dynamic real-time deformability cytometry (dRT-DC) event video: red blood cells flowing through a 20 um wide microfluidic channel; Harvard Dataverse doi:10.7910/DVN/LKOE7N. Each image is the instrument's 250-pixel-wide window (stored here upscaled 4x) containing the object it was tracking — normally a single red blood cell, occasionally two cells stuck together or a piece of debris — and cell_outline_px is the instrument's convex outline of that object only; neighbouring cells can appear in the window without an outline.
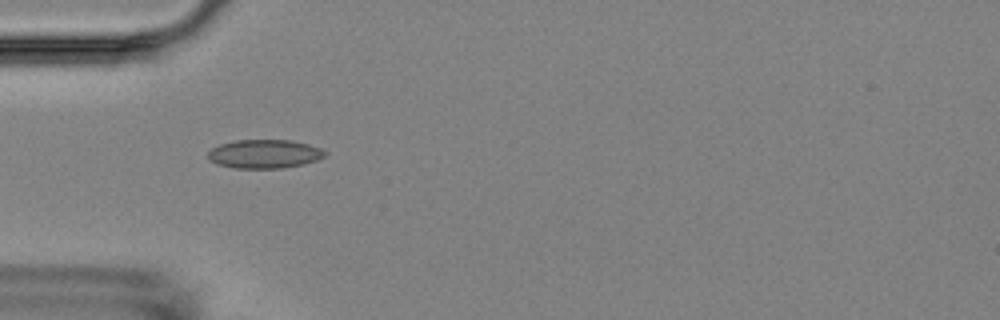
{"species": "Egyptian fruit bat (a non-hibernating species)", "species_latin": "Rousettus aegyptiacus", "temperature_condition": "room temperature", "stored_images_in_passage": 3, "camera_frame_rate_fps": 3000, "um_per_image_px": 0.085, "animal": {"sex": "female"}, "frame": {"image": 1, "passage_image": 1, "time_ms": 0.0, "image_size_px": [1000, 320], "cell_outline_px": [[328, 152], [324, 156], [316, 160], [304, 164], [280, 168], [236, 168], [216, 164], [208, 160], [208, 152], [212, 148], [220, 144], [236, 140], [288, 140], [308, 144], [320, 148]], "centroid_in_image_um": [22.46, 13.08], "position_along_channel_um": 62.5, "area_um2": 19.54}}
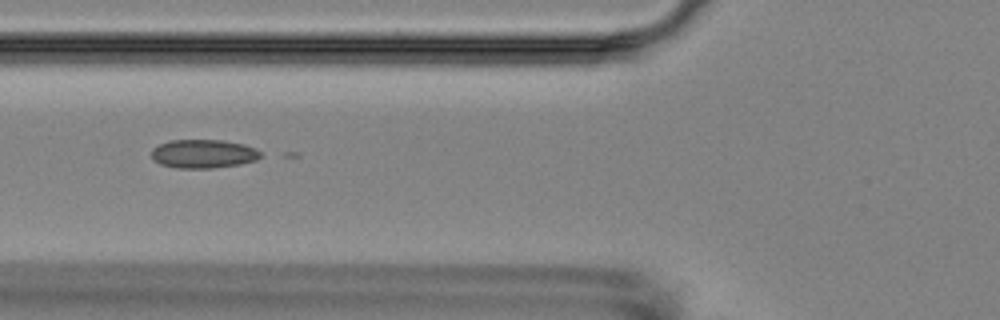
{"frame": {"image": 2, "passage_image": 2, "time_ms": 1.333, "image_size_px": [1000, 320], "cell_outline_px": [[264, 156], [256, 160], [240, 164], [212, 168], [176, 168], [160, 164], [152, 160], [152, 148], [160, 144], [172, 140], [224, 140], [244, 144], [256, 148]], "centroid_in_image_um": [17.31, 13.07], "position_along_channel_um": 108.5, "area_um2": 18.38}}